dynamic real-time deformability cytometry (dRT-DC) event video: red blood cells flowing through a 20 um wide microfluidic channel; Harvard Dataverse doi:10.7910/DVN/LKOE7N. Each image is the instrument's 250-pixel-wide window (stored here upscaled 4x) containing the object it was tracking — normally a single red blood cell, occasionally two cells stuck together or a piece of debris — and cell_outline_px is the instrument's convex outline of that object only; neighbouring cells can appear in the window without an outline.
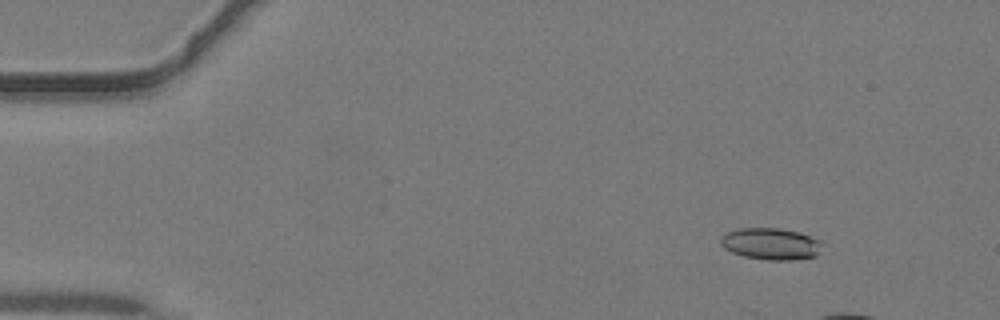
{"species": "common noctule bat (a hibernating species)", "species_latin": "Nyctalus noctula", "temperature_condition": "warm", "stored_images_in_passage": 12, "camera_frame_rate_fps": 3000, "um_per_image_px": 0.085, "animal": {"sex": "male", "body_mass_g": 19.2, "forearm_length_mm": 51.8}, "frame": {"image": 1, "passage_image": 5, "time_ms": 1.333, "image_size_px": [1000, 320], "cell_outline_px": [[820, 244], [816, 256], [792, 260], [768, 260], [744, 256], [732, 252], [724, 248], [720, 244], [720, 236], [728, 232], [740, 228], [780, 228], [800, 232], [820, 240]], "centroid_in_image_um": [65.49, 20.72], "position_along_channel_um": 19.5, "area_um2": 18.67}}